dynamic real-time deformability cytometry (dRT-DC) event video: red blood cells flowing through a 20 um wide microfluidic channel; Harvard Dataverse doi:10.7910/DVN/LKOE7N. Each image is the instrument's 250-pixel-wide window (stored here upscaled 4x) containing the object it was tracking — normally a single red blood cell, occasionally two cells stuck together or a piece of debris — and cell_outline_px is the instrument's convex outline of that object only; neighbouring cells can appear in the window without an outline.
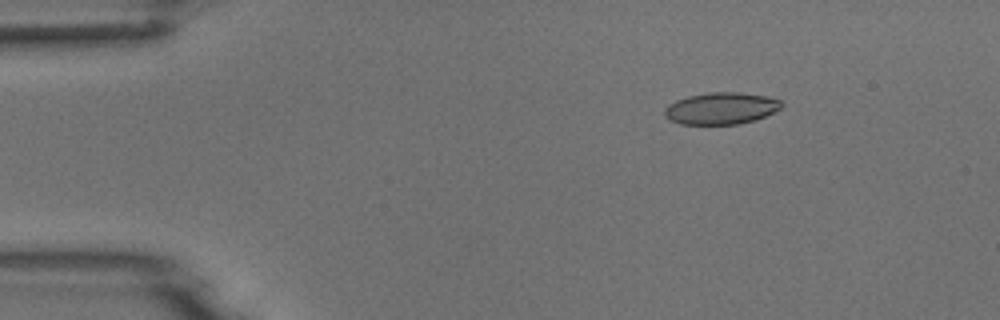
{"species": "common noctule bat (a hibernating species)", "species_latin": "Nyctalus noctula", "temperature_condition": "room temperature", "stored_images_in_passage": 7, "camera_frame_rate_fps": 3000, "um_per_image_px": 0.085, "animal": {"sex": "male", "body_mass_g": 18.8}, "frame": {"image": 1, "passage_image": 3, "time_ms": 2.333, "image_size_px": [1000, 320], "cell_outline_px": [[784, 104], [780, 108], [756, 120], [736, 124], [680, 124], [668, 120], [664, 116], [664, 108], [668, 104], [676, 100], [688, 96], [708, 92], [736, 92], [764, 96], [780, 100]], "centroid_in_image_um": [61.24, 9.21], "position_along_channel_um": 23.8, "area_um2": 21.68}}
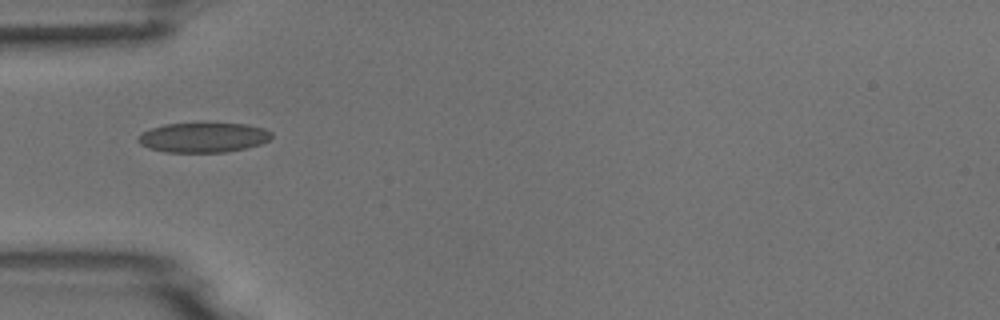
{"frame": {"image": 2, "passage_image": 5, "time_ms": 5.333, "image_size_px": [1000, 320], "cell_outline_px": [[272, 136], [268, 140], [260, 144], [248, 148], [224, 152], [168, 152], [148, 148], [140, 144], [136, 140], [136, 136], [152, 128], [164, 124], [248, 124], [264, 128], [272, 132]], "centroid_in_image_um": [17.28, 11.69], "position_along_channel_um": 67.7, "area_um2": 23.06}}